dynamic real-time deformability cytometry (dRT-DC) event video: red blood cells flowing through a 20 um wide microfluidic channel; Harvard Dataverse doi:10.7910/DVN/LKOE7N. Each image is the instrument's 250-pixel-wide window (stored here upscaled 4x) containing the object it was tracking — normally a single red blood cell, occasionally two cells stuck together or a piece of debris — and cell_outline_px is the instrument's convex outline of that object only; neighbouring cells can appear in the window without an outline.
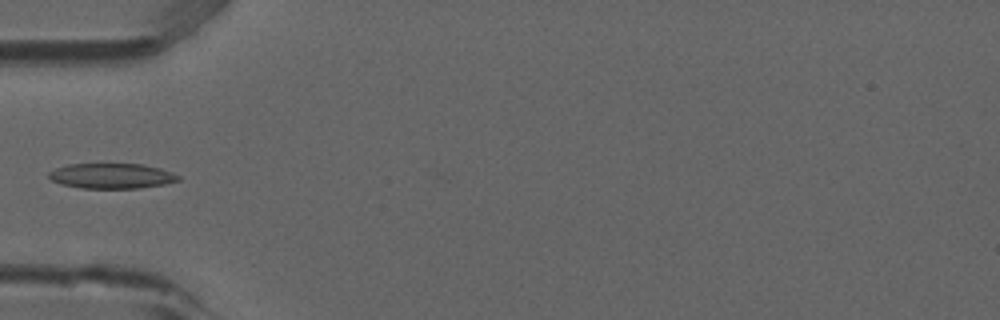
{"species": "common noctule bat (a hibernating species)", "species_latin": "Nyctalus noctula", "temperature_condition": "room temperature", "stored_images_in_passage": 7, "camera_frame_rate_fps": 3000, "um_per_image_px": 0.085, "animal": {"sex": "male", "forearm_length_mm": 52.5}, "frame": {"image": 1, "passage_image": 5, "time_ms": 1.333, "image_size_px": [1000, 320], "cell_outline_px": [[180, 180], [164, 184], [140, 188], [80, 188], [60, 184], [52, 180], [48, 176], [48, 172], [56, 168], [68, 164], [144, 164], [160, 168], [172, 172], [180, 176]], "centroid_in_image_um": [9.49, 14.95], "position_along_channel_um": 75.5, "area_um2": 19.07}}
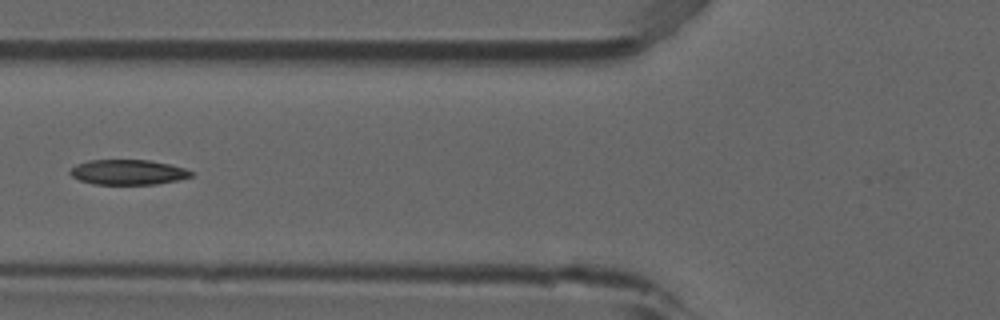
{"frame": {"image": 2, "passage_image": 6, "time_ms": 1.667, "image_size_px": [1000, 320], "cell_outline_px": [[196, 172], [192, 176], [176, 180], [156, 184], [92, 184], [80, 180], [72, 176], [68, 172], [76, 164], [88, 160], [148, 160], [172, 164]], "centroid_in_image_um": [10.89, 14.63], "position_along_channel_um": 114.9, "area_um2": 17.74}}
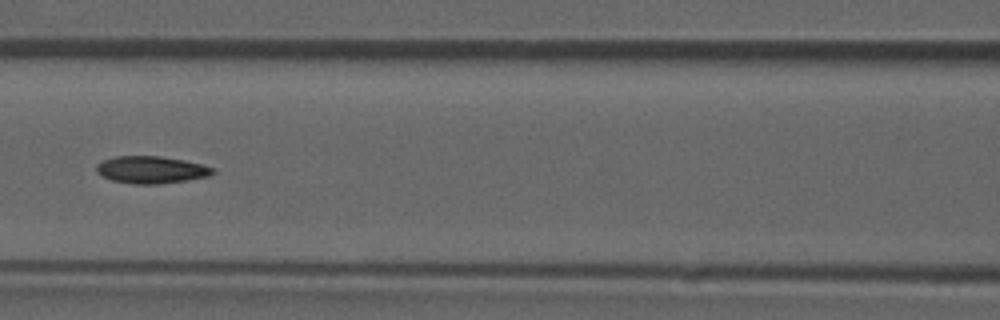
{"frame": {"image": 3, "passage_image": 7, "time_ms": 2.0, "image_size_px": [1000, 320], "cell_outline_px": [[216, 172], [208, 176], [184, 180], [156, 184], [132, 184], [112, 180], [100, 176], [96, 172], [96, 164], [104, 160], [116, 156], [160, 156], [184, 160], [216, 168]], "centroid_in_image_um": [12.82, 14.43], "position_along_channel_um": 153.8, "area_um2": 18.44}}